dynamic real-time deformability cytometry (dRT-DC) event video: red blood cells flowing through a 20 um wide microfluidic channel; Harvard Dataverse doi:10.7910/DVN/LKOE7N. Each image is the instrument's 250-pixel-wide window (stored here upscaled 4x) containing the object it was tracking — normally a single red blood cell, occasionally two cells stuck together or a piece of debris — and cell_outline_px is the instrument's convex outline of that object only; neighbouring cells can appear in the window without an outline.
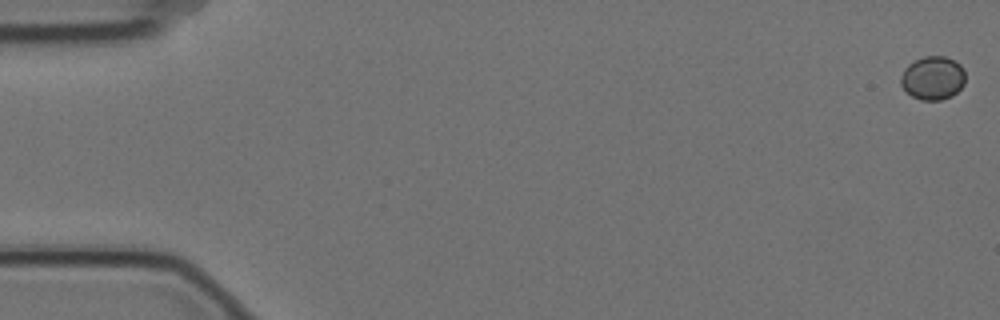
{"species": "Egyptian fruit bat (a non-hibernating species)", "species_latin": "Rousettus aegyptiacus", "temperature_condition": "cold", "stored_images_in_passage": 10, "camera_frame_rate_fps": 3000, "um_per_image_px": 0.085, "animal": {"sex": "female"}, "frame": {"image": 1, "passage_image": 1, "time_ms": 0.0, "image_size_px": [1000, 320], "cell_outline_px": [[964, 84], [952, 96], [940, 100], [920, 100], [912, 96], [900, 84], [900, 76], [904, 68], [908, 64], [924, 56], [944, 56], [956, 60], [964, 68]], "centroid_in_image_um": [79.29, 6.62], "position_along_channel_um": 5.7, "area_um2": 16.47}}
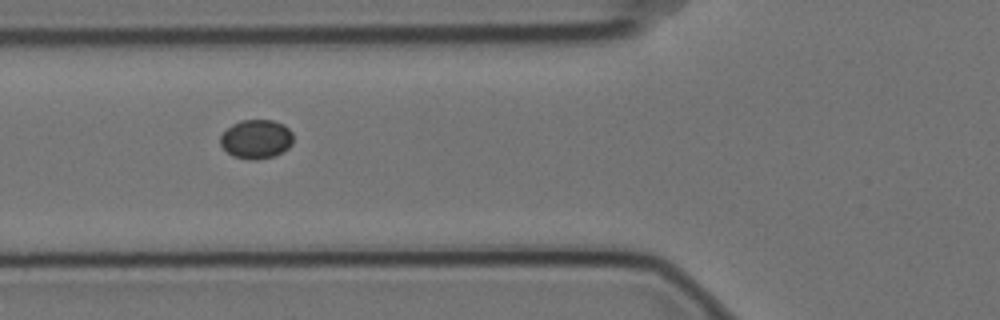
{"frame": {"image": 2, "passage_image": 7, "time_ms": 2.0, "image_size_px": [1000, 320], "cell_outline_px": [[292, 144], [284, 152], [272, 156], [256, 160], [252, 160], [232, 156], [220, 144], [220, 136], [232, 124], [240, 120], [272, 120], [284, 124], [292, 132]], "centroid_in_image_um": [21.79, 11.82], "position_along_channel_um": 104.0, "area_um2": 16.59}}
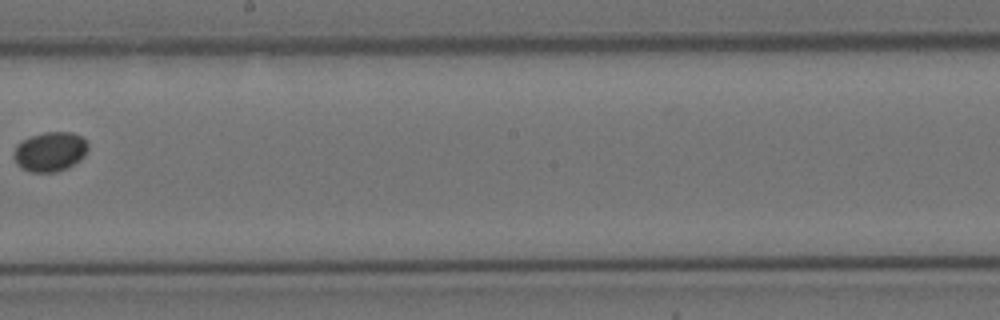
{"frame": {"image": 3, "passage_image": 10, "time_ms": 3.0, "image_size_px": [1000, 320], "cell_outline_px": [[88, 148], [84, 156], [80, 160], [56, 172], [32, 172], [20, 168], [16, 164], [12, 156], [12, 152], [16, 144], [20, 140], [44, 132], [72, 132], [80, 136], [88, 144]], "centroid_in_image_um": [4.19, 12.88], "position_along_channel_um": 244.0, "area_um2": 17.22}}